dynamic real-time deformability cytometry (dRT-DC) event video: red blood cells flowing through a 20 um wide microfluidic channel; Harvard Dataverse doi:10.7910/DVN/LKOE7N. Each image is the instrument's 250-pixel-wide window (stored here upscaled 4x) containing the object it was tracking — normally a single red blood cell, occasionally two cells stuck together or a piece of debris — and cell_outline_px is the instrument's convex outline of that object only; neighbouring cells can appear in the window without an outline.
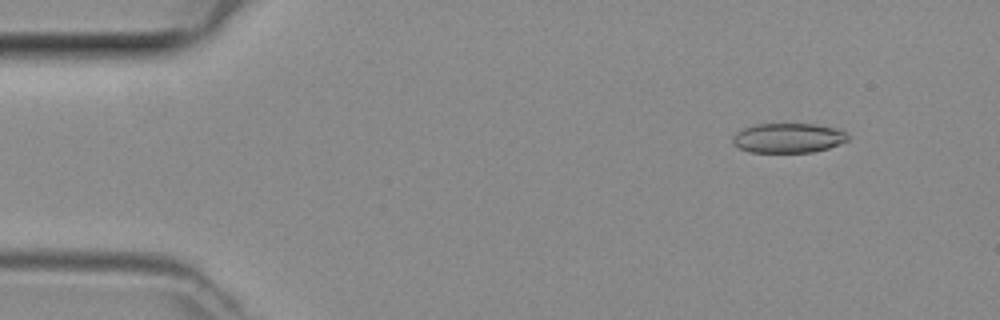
{"species": "common noctule bat (a hibernating species)", "species_latin": "Nyctalus noctula", "temperature_condition": "room temperature", "stored_images_in_passage": 48, "camera_frame_rate_fps": 3000, "um_per_image_px": 0.085, "animal": {"sex": "female", "body_mass_g": 29.2, "forearm_length_mm": 56.3}, "frame": {"image": 1, "passage_image": 5, "time_ms": 1.333, "image_size_px": [1000, 320], "cell_outline_px": [[848, 140], [828, 148], [812, 152], [748, 152], [732, 144], [732, 136], [736, 132], [744, 128], [756, 124], [816, 124], [840, 128], [848, 132]], "centroid_in_image_um": [67.01, 11.72], "position_along_channel_um": 18.0, "area_um2": 20.11}}
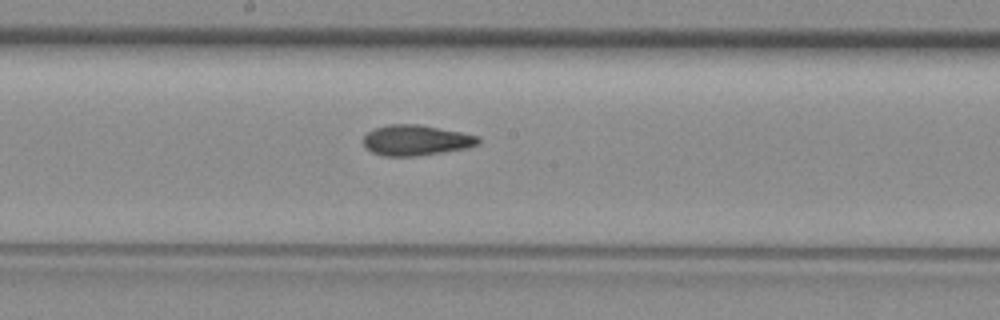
{"frame": {"image": 2, "passage_image": 25, "time_ms": 8.0, "image_size_px": [1000, 320], "cell_outline_px": [[480, 144], [468, 148], [412, 156], [384, 156], [372, 152], [364, 148], [364, 136], [372, 128], [388, 124], [420, 124], [480, 136]], "centroid_in_image_um": [35.35, 11.91], "position_along_channel_um": 212.9, "area_um2": 20.52}}
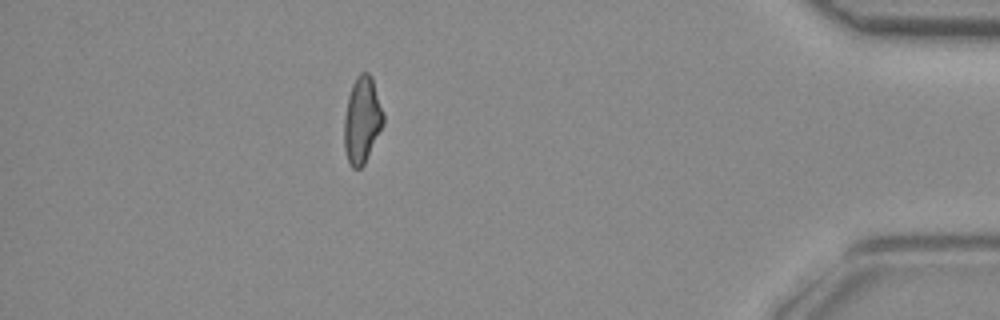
{"frame": {"image": 3, "passage_image": 42, "time_ms": 13.667, "image_size_px": [1000, 320], "cell_outline_px": [[384, 124], [364, 164], [360, 168], [352, 168], [348, 160], [344, 148], [344, 116], [348, 96], [352, 84], [356, 76], [360, 72], [368, 72], [372, 76], [384, 116]], "centroid_in_image_um": [30.77, 10.18], "position_along_channel_um": 404.4, "area_um2": 19.77}}